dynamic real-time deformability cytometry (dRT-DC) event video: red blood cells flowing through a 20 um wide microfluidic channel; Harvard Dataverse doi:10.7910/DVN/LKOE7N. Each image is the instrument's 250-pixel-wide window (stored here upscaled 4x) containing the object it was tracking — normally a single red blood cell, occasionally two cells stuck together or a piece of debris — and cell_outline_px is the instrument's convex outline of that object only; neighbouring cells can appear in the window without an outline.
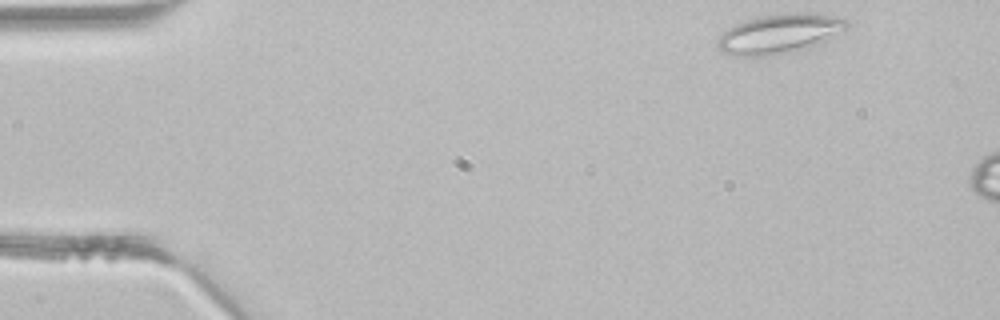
{"species": "common noctule bat (a hibernating species)", "species_latin": "Nyctalus noctula", "temperature_condition": "room temperature", "stored_images_in_passage": 2, "camera_frame_rate_fps": 3000, "um_per_image_px": 0.085, "animal": {"sex": "male", "body_mass_g": 21.5, "forearm_length_mm": 52.0}, "frame": {"image": 1, "passage_image": 1, "time_ms": 0.0, "image_size_px": [1000, 320], "cell_outline_px": [[848, 28], [824, 44], [808, 48], [788, 52], [764, 56], [736, 56], [724, 52], [716, 44], [720, 36], [728, 28], [736, 24], [748, 20], [764, 16], [792, 12], [816, 12], [836, 16], [848, 20]], "centroid_in_image_um": [66.37, 2.86], "position_along_channel_um": 18.6, "area_um2": 29.94}}